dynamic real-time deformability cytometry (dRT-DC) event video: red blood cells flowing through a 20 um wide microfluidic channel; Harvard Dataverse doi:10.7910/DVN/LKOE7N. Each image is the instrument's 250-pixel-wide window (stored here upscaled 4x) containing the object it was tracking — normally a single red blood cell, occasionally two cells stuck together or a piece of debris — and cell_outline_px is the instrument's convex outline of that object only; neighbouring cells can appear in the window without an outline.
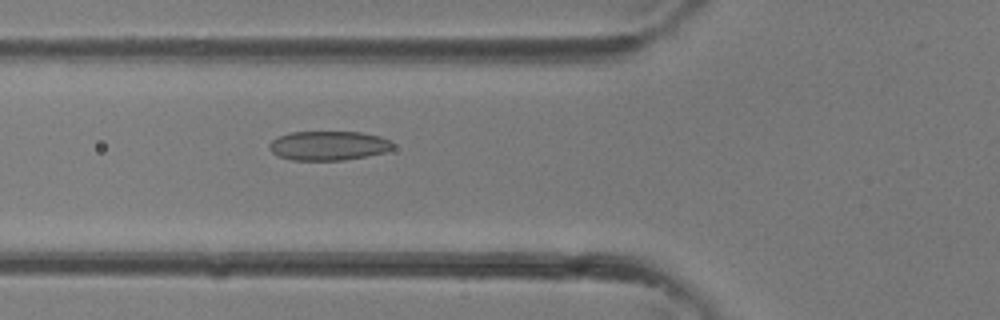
{"species": "common noctule bat (a hibernating species)", "species_latin": "Nyctalus noctula", "temperature_condition": "room temperature", "stored_images_in_passage": 35, "camera_frame_rate_fps": 3000, "um_per_image_px": 0.085, "animal": {"sex": "female"}, "frame": {"image": 1, "passage_image": 13, "time_ms": 4.0, "image_size_px": [1000, 320], "cell_outline_px": [[392, 148], [384, 152], [368, 156], [344, 160], [292, 160], [280, 156], [272, 152], [268, 148], [268, 144], [276, 136], [292, 132], [360, 132], [380, 136], [388, 140], [392, 144]], "centroid_in_image_um": [27.88, 12.38], "position_along_channel_um": 97.9, "area_um2": 21.04}}
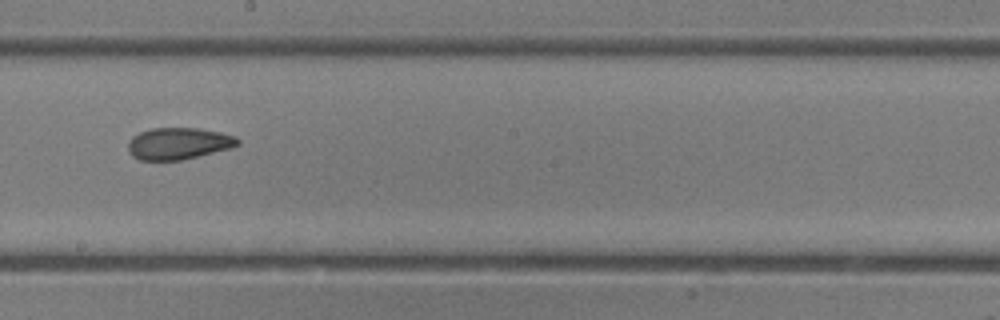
{"frame": {"image": 2, "passage_image": 20, "time_ms": 6.333, "image_size_px": [1000, 320], "cell_outline_px": [[240, 144], [232, 148], [180, 160], [140, 160], [132, 156], [128, 152], [128, 140], [132, 136], [140, 132], [152, 128], [200, 128], [220, 132], [236, 136], [240, 140]], "centroid_in_image_um": [15.17, 12.19], "position_along_channel_um": 233.0, "area_um2": 20.46}}
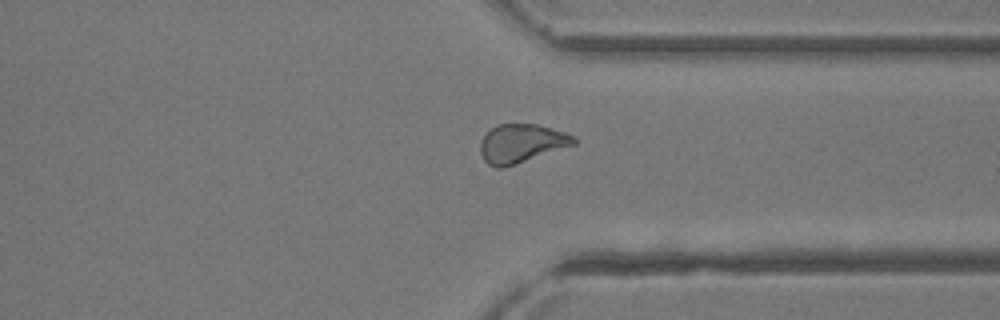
{"frame": {"image": 3, "passage_image": 27, "time_ms": 8.667, "image_size_px": [1000, 320], "cell_outline_px": [[576, 144], [504, 168], [496, 168], [488, 164], [484, 160], [480, 152], [480, 140], [496, 124], [536, 124], [552, 128], [576, 136]], "centroid_in_image_um": [44.32, 12.19], "position_along_channel_um": 367.1, "area_um2": 21.1}}